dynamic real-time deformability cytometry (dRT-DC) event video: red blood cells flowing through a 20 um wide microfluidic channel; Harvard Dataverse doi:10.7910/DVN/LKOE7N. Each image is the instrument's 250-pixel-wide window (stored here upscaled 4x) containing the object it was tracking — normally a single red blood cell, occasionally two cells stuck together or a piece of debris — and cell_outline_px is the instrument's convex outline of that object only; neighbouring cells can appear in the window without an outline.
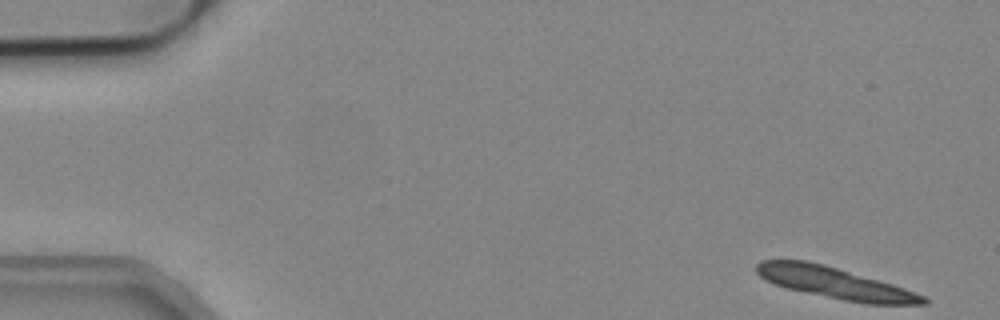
{"species": "common noctule bat (a hibernating species)", "species_latin": "Nyctalus noctula", "temperature_condition": "cold", "stored_images_in_passage": 12, "camera_frame_rate_fps": 3000, "um_per_image_px": 0.085, "animal": {"sex": "male", "body_mass_g": 19.2, "forearm_length_mm": 51.8}, "frame": {"image": 1, "passage_image": 1, "time_ms": 0.0, "image_size_px": [1000, 320], "cell_outline_px": [[928, 304], [864, 304], [844, 300], [788, 288], [764, 280], [756, 272], [756, 264], [760, 260], [808, 260], [824, 264], [892, 284], [904, 288], [924, 296], [928, 300]], "centroid_in_image_um": [70.95, 24.04], "position_along_channel_um": 14.0, "area_um2": 30.11}}